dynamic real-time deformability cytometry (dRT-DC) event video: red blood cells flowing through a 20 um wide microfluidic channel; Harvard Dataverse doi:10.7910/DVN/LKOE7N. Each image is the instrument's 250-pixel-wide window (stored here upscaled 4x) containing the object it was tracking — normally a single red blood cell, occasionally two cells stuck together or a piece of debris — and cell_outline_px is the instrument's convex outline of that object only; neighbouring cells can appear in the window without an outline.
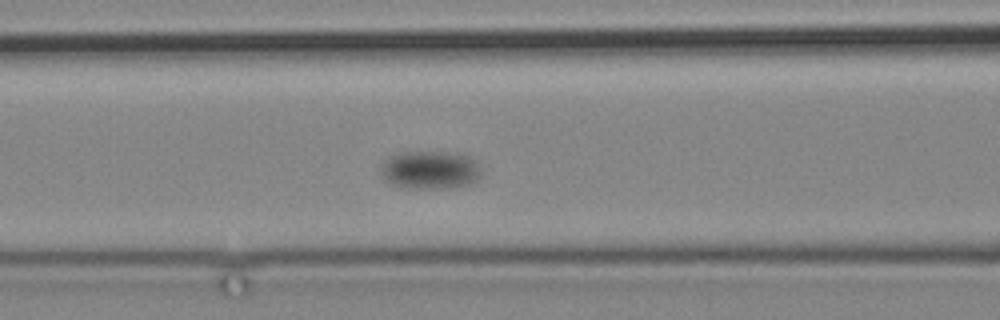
{"species": "common noctule bat (a hibernating species)", "species_latin": "Nyctalus noctula", "temperature_condition": "cold", "stored_images_in_passage": 10, "camera_frame_rate_fps": 3000, "um_per_image_px": 0.085, "animal": {"sex": "male", "body_mass_g": 19.2, "forearm_length_mm": 51.8}, "frame": {"image": 1, "passage_image": 5, "time_ms": 5.0, "image_size_px": [1000, 320], "cell_outline_px": [[480, 176], [476, 180], [468, 184], [452, 188], [400, 188], [384, 180], [380, 176], [380, 164], [388, 156], [400, 152], [456, 152], [468, 156], [476, 164], [480, 172]], "centroid_in_image_um": [36.46, 14.45], "position_along_channel_um": 130.1, "area_um2": 22.66}}
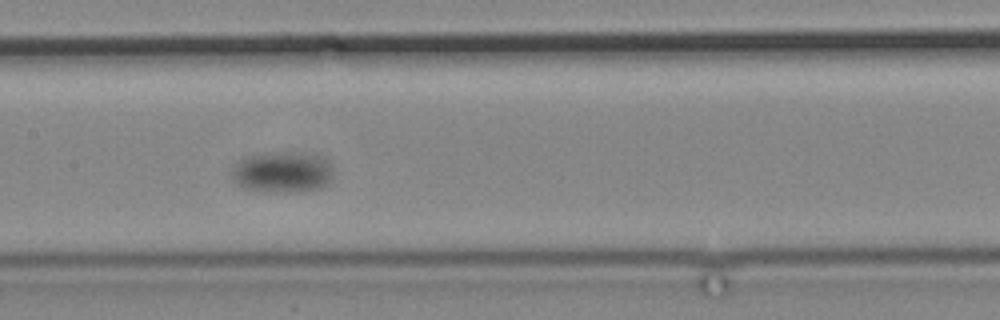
{"frame": {"image": 2, "passage_image": 7, "time_ms": 7.333, "image_size_px": [1000, 320], "cell_outline_px": [[332, 180], [328, 184], [320, 188], [304, 192], [264, 192], [244, 188], [236, 184], [232, 176], [232, 172], [240, 160], [248, 156], [264, 152], [268, 152], [308, 156], [324, 160], [328, 164], [332, 172]], "centroid_in_image_um": [23.95, 14.7], "position_along_channel_um": 183.4, "area_um2": 23.64}}
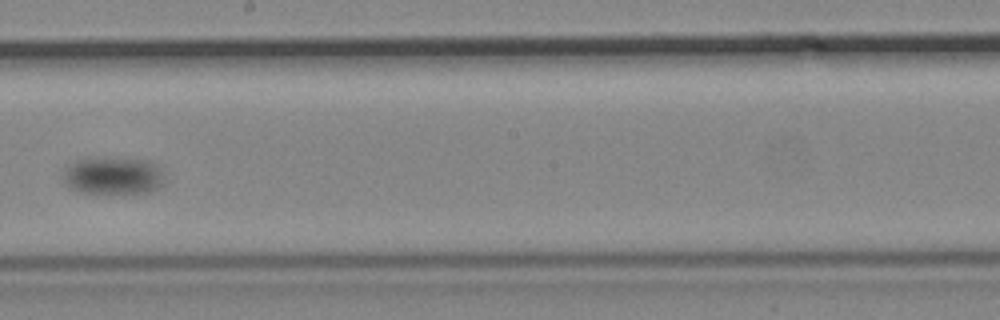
{"frame": {"image": 3, "passage_image": 9, "time_ms": 9.667, "image_size_px": [1000, 320], "cell_outline_px": [[160, 188], [148, 192], [80, 192], [68, 188], [64, 180], [64, 172], [68, 164], [88, 156], [104, 156], [148, 160], [156, 168], [160, 176]], "centroid_in_image_um": [9.5, 14.89], "position_along_channel_um": 238.7, "area_um2": 21.91}}